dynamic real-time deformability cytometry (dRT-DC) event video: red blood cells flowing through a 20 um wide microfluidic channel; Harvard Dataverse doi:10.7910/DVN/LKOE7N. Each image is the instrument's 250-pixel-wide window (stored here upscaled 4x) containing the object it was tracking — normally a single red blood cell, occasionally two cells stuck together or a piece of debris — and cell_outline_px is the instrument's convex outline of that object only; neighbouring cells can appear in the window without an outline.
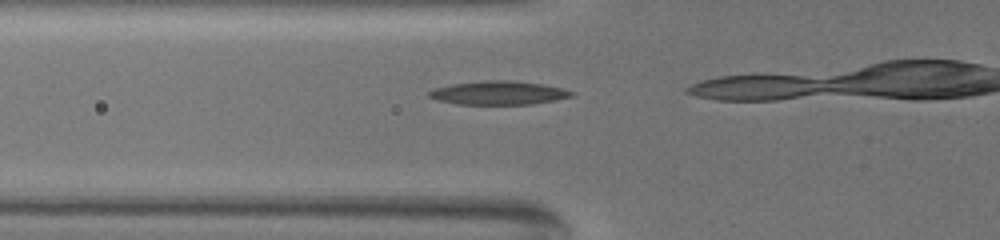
{"species": "common noctule bat (a hibernating species)", "species_latin": "Nyctalus noctula", "temperature_condition": "warm", "stored_images_in_passage": 25, "camera_frame_rate_fps": 3000, "um_per_image_px": 0.085, "animal": {"sex": "female", "body_mass_g": 19.5, "forearm_length_mm": 54.1}, "frame": {"image": 1, "passage_image": 21, "time_ms": 6.667, "image_size_px": [1000, 240], "cell_outline_px": [[576, 96], [556, 100], [532, 104], [456, 104], [440, 100], [428, 96], [428, 92], [432, 88], [452, 84], [484, 80], [512, 80], [544, 84], [576, 92]], "centroid_in_image_um": [42.42, 7.89], "position_along_channel_um": 83.4, "area_um2": 19.77}}
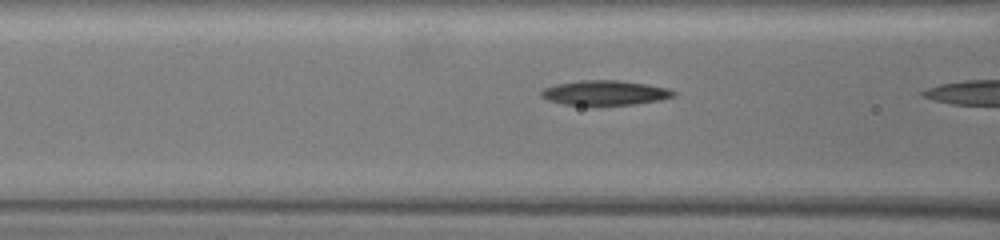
{"frame": {"image": 2, "passage_image": 24, "time_ms": 7.667, "image_size_px": [1000, 240], "cell_outline_px": [[676, 96], [660, 100], [632, 104], [596, 108], [564, 104], [548, 100], [540, 96], [540, 92], [544, 88], [556, 84], [580, 80], [620, 80], [648, 84], [668, 88], [676, 92]], "centroid_in_image_um": [51.41, 7.92], "position_along_channel_um": 115.2, "area_um2": 19.88}}